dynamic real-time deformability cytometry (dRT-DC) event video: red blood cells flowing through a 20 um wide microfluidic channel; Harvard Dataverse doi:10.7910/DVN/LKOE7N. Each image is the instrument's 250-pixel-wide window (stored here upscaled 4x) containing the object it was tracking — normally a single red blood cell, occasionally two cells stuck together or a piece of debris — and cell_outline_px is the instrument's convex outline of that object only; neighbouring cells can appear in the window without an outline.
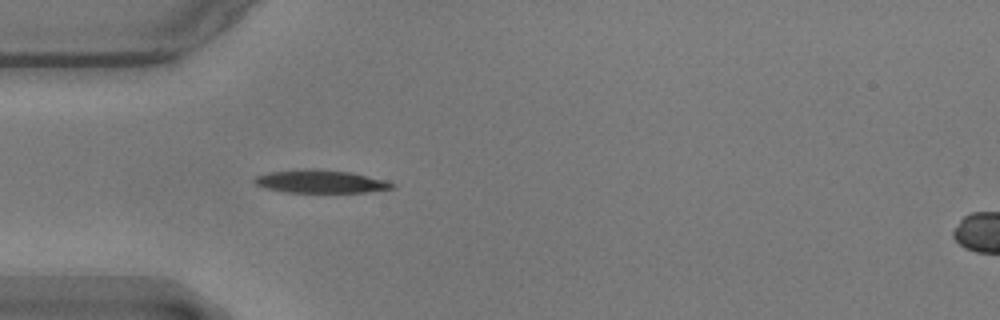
{"species": "common noctule bat (a hibernating species)", "species_latin": "Nyctalus noctula", "temperature_condition": "warm", "stored_images_in_passage": 8, "camera_frame_rate_fps": 3000, "um_per_image_px": 0.085, "animal": {"sex": "male", "body_mass_g": 17.9}, "frame": {"image": 1, "passage_image": 1, "time_ms": 0.0, "image_size_px": [1000, 320], "cell_outline_px": [[396, 188], [364, 192], [284, 192], [264, 188], [256, 184], [252, 180], [256, 176], [268, 172], [296, 168], [320, 168], [352, 172], [384, 180], [396, 184]], "centroid_in_image_um": [27.21, 15.4], "position_along_channel_um": 57.8, "area_um2": 18.84}}
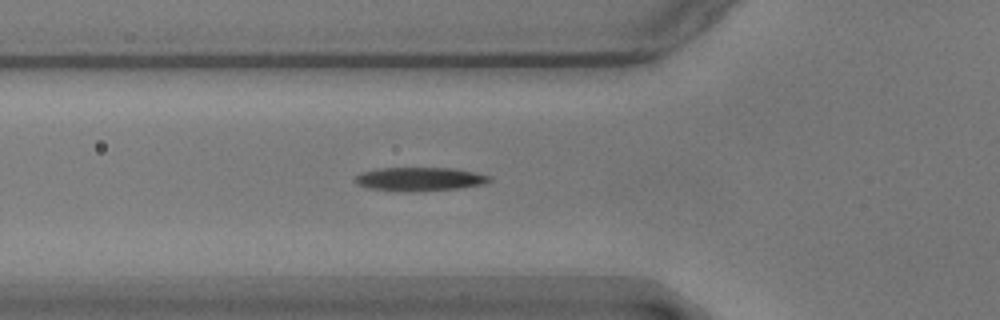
{"frame": {"image": 2, "passage_image": 4, "time_ms": 1.0, "image_size_px": [1000, 320], "cell_outline_px": [[492, 180], [488, 184], [456, 188], [368, 188], [356, 184], [356, 176], [360, 172], [380, 168], [456, 168], [476, 172], [492, 176]], "centroid_in_image_um": [35.78, 15.15], "position_along_channel_um": 90.0, "area_um2": 17.4}}